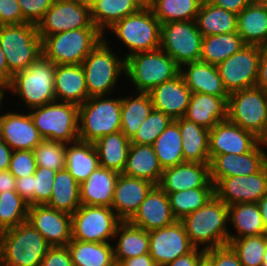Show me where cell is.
Wrapping results in <instances>:
<instances>
[{"label":"cell","mask_w":267,"mask_h":266,"mask_svg":"<svg viewBox=\"0 0 267 266\" xmlns=\"http://www.w3.org/2000/svg\"><path fill=\"white\" fill-rule=\"evenodd\" d=\"M22 11L17 0H0V26L23 24Z\"/></svg>","instance_id":"cell-54"},{"label":"cell","mask_w":267,"mask_h":266,"mask_svg":"<svg viewBox=\"0 0 267 266\" xmlns=\"http://www.w3.org/2000/svg\"><path fill=\"white\" fill-rule=\"evenodd\" d=\"M104 35L98 28H81L43 37L42 56L55 65L82 64Z\"/></svg>","instance_id":"cell-3"},{"label":"cell","mask_w":267,"mask_h":266,"mask_svg":"<svg viewBox=\"0 0 267 266\" xmlns=\"http://www.w3.org/2000/svg\"><path fill=\"white\" fill-rule=\"evenodd\" d=\"M119 173L99 166L80 184L81 205L111 207Z\"/></svg>","instance_id":"cell-28"},{"label":"cell","mask_w":267,"mask_h":266,"mask_svg":"<svg viewBox=\"0 0 267 266\" xmlns=\"http://www.w3.org/2000/svg\"><path fill=\"white\" fill-rule=\"evenodd\" d=\"M47 206L72 215L80 206V184L65 168L57 171Z\"/></svg>","instance_id":"cell-39"},{"label":"cell","mask_w":267,"mask_h":266,"mask_svg":"<svg viewBox=\"0 0 267 266\" xmlns=\"http://www.w3.org/2000/svg\"><path fill=\"white\" fill-rule=\"evenodd\" d=\"M1 236H2V231H0V260H1Z\"/></svg>","instance_id":"cell-70"},{"label":"cell","mask_w":267,"mask_h":266,"mask_svg":"<svg viewBox=\"0 0 267 266\" xmlns=\"http://www.w3.org/2000/svg\"><path fill=\"white\" fill-rule=\"evenodd\" d=\"M54 89L56 101L83 104L89 97L82 65H55Z\"/></svg>","instance_id":"cell-27"},{"label":"cell","mask_w":267,"mask_h":266,"mask_svg":"<svg viewBox=\"0 0 267 266\" xmlns=\"http://www.w3.org/2000/svg\"><path fill=\"white\" fill-rule=\"evenodd\" d=\"M148 94L153 103V109L176 120L185 116L192 92L179 73L173 79L153 87Z\"/></svg>","instance_id":"cell-23"},{"label":"cell","mask_w":267,"mask_h":266,"mask_svg":"<svg viewBox=\"0 0 267 266\" xmlns=\"http://www.w3.org/2000/svg\"><path fill=\"white\" fill-rule=\"evenodd\" d=\"M166 194L174 217L182 220L186 215L205 205L215 195V188H192Z\"/></svg>","instance_id":"cell-45"},{"label":"cell","mask_w":267,"mask_h":266,"mask_svg":"<svg viewBox=\"0 0 267 266\" xmlns=\"http://www.w3.org/2000/svg\"><path fill=\"white\" fill-rule=\"evenodd\" d=\"M2 140L13 150H34L42 141L30 114H0Z\"/></svg>","instance_id":"cell-24"},{"label":"cell","mask_w":267,"mask_h":266,"mask_svg":"<svg viewBox=\"0 0 267 266\" xmlns=\"http://www.w3.org/2000/svg\"><path fill=\"white\" fill-rule=\"evenodd\" d=\"M194 248L181 220L149 231V254L157 266H164Z\"/></svg>","instance_id":"cell-16"},{"label":"cell","mask_w":267,"mask_h":266,"mask_svg":"<svg viewBox=\"0 0 267 266\" xmlns=\"http://www.w3.org/2000/svg\"><path fill=\"white\" fill-rule=\"evenodd\" d=\"M28 111L43 139L65 144L79 140V105L54 101Z\"/></svg>","instance_id":"cell-9"},{"label":"cell","mask_w":267,"mask_h":266,"mask_svg":"<svg viewBox=\"0 0 267 266\" xmlns=\"http://www.w3.org/2000/svg\"><path fill=\"white\" fill-rule=\"evenodd\" d=\"M163 169L153 145L131 143L122 174L147 180L156 186L160 183Z\"/></svg>","instance_id":"cell-30"},{"label":"cell","mask_w":267,"mask_h":266,"mask_svg":"<svg viewBox=\"0 0 267 266\" xmlns=\"http://www.w3.org/2000/svg\"><path fill=\"white\" fill-rule=\"evenodd\" d=\"M227 120L261 139L267 132V93L257 86L231 93Z\"/></svg>","instance_id":"cell-11"},{"label":"cell","mask_w":267,"mask_h":266,"mask_svg":"<svg viewBox=\"0 0 267 266\" xmlns=\"http://www.w3.org/2000/svg\"><path fill=\"white\" fill-rule=\"evenodd\" d=\"M120 222L111 207L81 205L71 215L72 239L92 243L113 241Z\"/></svg>","instance_id":"cell-12"},{"label":"cell","mask_w":267,"mask_h":266,"mask_svg":"<svg viewBox=\"0 0 267 266\" xmlns=\"http://www.w3.org/2000/svg\"><path fill=\"white\" fill-rule=\"evenodd\" d=\"M198 266H212L211 263L204 257Z\"/></svg>","instance_id":"cell-67"},{"label":"cell","mask_w":267,"mask_h":266,"mask_svg":"<svg viewBox=\"0 0 267 266\" xmlns=\"http://www.w3.org/2000/svg\"><path fill=\"white\" fill-rule=\"evenodd\" d=\"M176 220L168 195L159 186H155L129 222L149 232L166 227Z\"/></svg>","instance_id":"cell-25"},{"label":"cell","mask_w":267,"mask_h":266,"mask_svg":"<svg viewBox=\"0 0 267 266\" xmlns=\"http://www.w3.org/2000/svg\"><path fill=\"white\" fill-rule=\"evenodd\" d=\"M109 30L130 49L124 58L160 48L161 23L147 5L137 13L115 22Z\"/></svg>","instance_id":"cell-10"},{"label":"cell","mask_w":267,"mask_h":266,"mask_svg":"<svg viewBox=\"0 0 267 266\" xmlns=\"http://www.w3.org/2000/svg\"><path fill=\"white\" fill-rule=\"evenodd\" d=\"M260 58L259 45H246L217 65L228 93L256 86Z\"/></svg>","instance_id":"cell-15"},{"label":"cell","mask_w":267,"mask_h":266,"mask_svg":"<svg viewBox=\"0 0 267 266\" xmlns=\"http://www.w3.org/2000/svg\"><path fill=\"white\" fill-rule=\"evenodd\" d=\"M108 44L104 37L81 64L89 98L111 96L120 75L125 74V58L114 53Z\"/></svg>","instance_id":"cell-7"},{"label":"cell","mask_w":267,"mask_h":266,"mask_svg":"<svg viewBox=\"0 0 267 266\" xmlns=\"http://www.w3.org/2000/svg\"><path fill=\"white\" fill-rule=\"evenodd\" d=\"M13 150L1 139L0 140V170H7Z\"/></svg>","instance_id":"cell-63"},{"label":"cell","mask_w":267,"mask_h":266,"mask_svg":"<svg viewBox=\"0 0 267 266\" xmlns=\"http://www.w3.org/2000/svg\"><path fill=\"white\" fill-rule=\"evenodd\" d=\"M156 185L139 178L119 174L111 208L121 221H129Z\"/></svg>","instance_id":"cell-22"},{"label":"cell","mask_w":267,"mask_h":266,"mask_svg":"<svg viewBox=\"0 0 267 266\" xmlns=\"http://www.w3.org/2000/svg\"><path fill=\"white\" fill-rule=\"evenodd\" d=\"M118 264L120 266H157L149 253L126 259Z\"/></svg>","instance_id":"cell-60"},{"label":"cell","mask_w":267,"mask_h":266,"mask_svg":"<svg viewBox=\"0 0 267 266\" xmlns=\"http://www.w3.org/2000/svg\"><path fill=\"white\" fill-rule=\"evenodd\" d=\"M113 245L115 263L149 253V232L134 226L129 221H121L116 228Z\"/></svg>","instance_id":"cell-33"},{"label":"cell","mask_w":267,"mask_h":266,"mask_svg":"<svg viewBox=\"0 0 267 266\" xmlns=\"http://www.w3.org/2000/svg\"><path fill=\"white\" fill-rule=\"evenodd\" d=\"M267 8V0H259Z\"/></svg>","instance_id":"cell-69"},{"label":"cell","mask_w":267,"mask_h":266,"mask_svg":"<svg viewBox=\"0 0 267 266\" xmlns=\"http://www.w3.org/2000/svg\"><path fill=\"white\" fill-rule=\"evenodd\" d=\"M23 19L35 25L43 18L55 0H17Z\"/></svg>","instance_id":"cell-52"},{"label":"cell","mask_w":267,"mask_h":266,"mask_svg":"<svg viewBox=\"0 0 267 266\" xmlns=\"http://www.w3.org/2000/svg\"><path fill=\"white\" fill-rule=\"evenodd\" d=\"M89 4L92 22L103 34L115 22L146 5L143 0H90Z\"/></svg>","instance_id":"cell-32"},{"label":"cell","mask_w":267,"mask_h":266,"mask_svg":"<svg viewBox=\"0 0 267 266\" xmlns=\"http://www.w3.org/2000/svg\"><path fill=\"white\" fill-rule=\"evenodd\" d=\"M180 74L192 93L216 95L228 100L230 94L224 86L216 65L195 61L182 65Z\"/></svg>","instance_id":"cell-26"},{"label":"cell","mask_w":267,"mask_h":266,"mask_svg":"<svg viewBox=\"0 0 267 266\" xmlns=\"http://www.w3.org/2000/svg\"><path fill=\"white\" fill-rule=\"evenodd\" d=\"M36 26L41 38L73 29L97 28L85 0H55Z\"/></svg>","instance_id":"cell-14"},{"label":"cell","mask_w":267,"mask_h":266,"mask_svg":"<svg viewBox=\"0 0 267 266\" xmlns=\"http://www.w3.org/2000/svg\"><path fill=\"white\" fill-rule=\"evenodd\" d=\"M184 118L211 130L227 120V101L216 95L192 93Z\"/></svg>","instance_id":"cell-29"},{"label":"cell","mask_w":267,"mask_h":266,"mask_svg":"<svg viewBox=\"0 0 267 266\" xmlns=\"http://www.w3.org/2000/svg\"><path fill=\"white\" fill-rule=\"evenodd\" d=\"M50 247L26 221L2 232L0 266H41Z\"/></svg>","instance_id":"cell-4"},{"label":"cell","mask_w":267,"mask_h":266,"mask_svg":"<svg viewBox=\"0 0 267 266\" xmlns=\"http://www.w3.org/2000/svg\"><path fill=\"white\" fill-rule=\"evenodd\" d=\"M57 171L36 167L33 174L34 205L47 204L51 198L54 178Z\"/></svg>","instance_id":"cell-50"},{"label":"cell","mask_w":267,"mask_h":266,"mask_svg":"<svg viewBox=\"0 0 267 266\" xmlns=\"http://www.w3.org/2000/svg\"><path fill=\"white\" fill-rule=\"evenodd\" d=\"M246 45L237 32L204 36L200 61L217 66Z\"/></svg>","instance_id":"cell-41"},{"label":"cell","mask_w":267,"mask_h":266,"mask_svg":"<svg viewBox=\"0 0 267 266\" xmlns=\"http://www.w3.org/2000/svg\"><path fill=\"white\" fill-rule=\"evenodd\" d=\"M256 86L267 93V46H260L258 79Z\"/></svg>","instance_id":"cell-59"},{"label":"cell","mask_w":267,"mask_h":266,"mask_svg":"<svg viewBox=\"0 0 267 266\" xmlns=\"http://www.w3.org/2000/svg\"><path fill=\"white\" fill-rule=\"evenodd\" d=\"M228 220L236 230L229 232V243L246 236L264 235V222L258 203H238L228 206Z\"/></svg>","instance_id":"cell-35"},{"label":"cell","mask_w":267,"mask_h":266,"mask_svg":"<svg viewBox=\"0 0 267 266\" xmlns=\"http://www.w3.org/2000/svg\"><path fill=\"white\" fill-rule=\"evenodd\" d=\"M149 1H150V0H143V2H144L145 4H147Z\"/></svg>","instance_id":"cell-71"},{"label":"cell","mask_w":267,"mask_h":266,"mask_svg":"<svg viewBox=\"0 0 267 266\" xmlns=\"http://www.w3.org/2000/svg\"><path fill=\"white\" fill-rule=\"evenodd\" d=\"M0 46L12 75L27 69L42 56V38L33 23L0 26Z\"/></svg>","instance_id":"cell-8"},{"label":"cell","mask_w":267,"mask_h":266,"mask_svg":"<svg viewBox=\"0 0 267 266\" xmlns=\"http://www.w3.org/2000/svg\"><path fill=\"white\" fill-rule=\"evenodd\" d=\"M112 266H120L118 263H114Z\"/></svg>","instance_id":"cell-72"},{"label":"cell","mask_w":267,"mask_h":266,"mask_svg":"<svg viewBox=\"0 0 267 266\" xmlns=\"http://www.w3.org/2000/svg\"><path fill=\"white\" fill-rule=\"evenodd\" d=\"M158 186L165 193H174L192 188H215L210 180L209 163L197 162H184L163 169Z\"/></svg>","instance_id":"cell-21"},{"label":"cell","mask_w":267,"mask_h":266,"mask_svg":"<svg viewBox=\"0 0 267 266\" xmlns=\"http://www.w3.org/2000/svg\"><path fill=\"white\" fill-rule=\"evenodd\" d=\"M237 33L247 45L267 46V8L259 0L237 15Z\"/></svg>","instance_id":"cell-31"},{"label":"cell","mask_w":267,"mask_h":266,"mask_svg":"<svg viewBox=\"0 0 267 266\" xmlns=\"http://www.w3.org/2000/svg\"><path fill=\"white\" fill-rule=\"evenodd\" d=\"M179 73L180 67L175 60L160 48L137 52L125 58L124 75L135 86L136 92L148 93Z\"/></svg>","instance_id":"cell-6"},{"label":"cell","mask_w":267,"mask_h":266,"mask_svg":"<svg viewBox=\"0 0 267 266\" xmlns=\"http://www.w3.org/2000/svg\"><path fill=\"white\" fill-rule=\"evenodd\" d=\"M257 203L263 218L265 235H267V194L264 195Z\"/></svg>","instance_id":"cell-64"},{"label":"cell","mask_w":267,"mask_h":266,"mask_svg":"<svg viewBox=\"0 0 267 266\" xmlns=\"http://www.w3.org/2000/svg\"><path fill=\"white\" fill-rule=\"evenodd\" d=\"M15 189L29 206L34 205L33 174L26 177L16 178Z\"/></svg>","instance_id":"cell-56"},{"label":"cell","mask_w":267,"mask_h":266,"mask_svg":"<svg viewBox=\"0 0 267 266\" xmlns=\"http://www.w3.org/2000/svg\"><path fill=\"white\" fill-rule=\"evenodd\" d=\"M74 266H112L113 244L71 240L67 245Z\"/></svg>","instance_id":"cell-40"},{"label":"cell","mask_w":267,"mask_h":266,"mask_svg":"<svg viewBox=\"0 0 267 266\" xmlns=\"http://www.w3.org/2000/svg\"><path fill=\"white\" fill-rule=\"evenodd\" d=\"M213 5L223 8L238 15L245 7L250 5L254 0H208Z\"/></svg>","instance_id":"cell-58"},{"label":"cell","mask_w":267,"mask_h":266,"mask_svg":"<svg viewBox=\"0 0 267 266\" xmlns=\"http://www.w3.org/2000/svg\"><path fill=\"white\" fill-rule=\"evenodd\" d=\"M121 131V97L95 96L79 105L78 135L94 143L105 135Z\"/></svg>","instance_id":"cell-5"},{"label":"cell","mask_w":267,"mask_h":266,"mask_svg":"<svg viewBox=\"0 0 267 266\" xmlns=\"http://www.w3.org/2000/svg\"><path fill=\"white\" fill-rule=\"evenodd\" d=\"M12 76L13 75L8 71L6 57L0 46V86L6 87L10 83Z\"/></svg>","instance_id":"cell-62"},{"label":"cell","mask_w":267,"mask_h":266,"mask_svg":"<svg viewBox=\"0 0 267 266\" xmlns=\"http://www.w3.org/2000/svg\"><path fill=\"white\" fill-rule=\"evenodd\" d=\"M182 137V151L185 162L209 163V129L184 117L175 120Z\"/></svg>","instance_id":"cell-34"},{"label":"cell","mask_w":267,"mask_h":266,"mask_svg":"<svg viewBox=\"0 0 267 266\" xmlns=\"http://www.w3.org/2000/svg\"><path fill=\"white\" fill-rule=\"evenodd\" d=\"M267 194V164L251 175L223 178L215 186V195L226 205L257 203Z\"/></svg>","instance_id":"cell-17"},{"label":"cell","mask_w":267,"mask_h":266,"mask_svg":"<svg viewBox=\"0 0 267 266\" xmlns=\"http://www.w3.org/2000/svg\"><path fill=\"white\" fill-rule=\"evenodd\" d=\"M260 141L252 132L228 120L217 123L209 131V157L249 152Z\"/></svg>","instance_id":"cell-20"},{"label":"cell","mask_w":267,"mask_h":266,"mask_svg":"<svg viewBox=\"0 0 267 266\" xmlns=\"http://www.w3.org/2000/svg\"><path fill=\"white\" fill-rule=\"evenodd\" d=\"M259 141L249 152L214 156L209 162L210 180L216 186L223 178L259 172L267 163Z\"/></svg>","instance_id":"cell-18"},{"label":"cell","mask_w":267,"mask_h":266,"mask_svg":"<svg viewBox=\"0 0 267 266\" xmlns=\"http://www.w3.org/2000/svg\"><path fill=\"white\" fill-rule=\"evenodd\" d=\"M27 221L51 246H66L72 240L71 215L44 205L29 206Z\"/></svg>","instance_id":"cell-19"},{"label":"cell","mask_w":267,"mask_h":266,"mask_svg":"<svg viewBox=\"0 0 267 266\" xmlns=\"http://www.w3.org/2000/svg\"><path fill=\"white\" fill-rule=\"evenodd\" d=\"M6 91V87H4V86H0V107L2 108V104L1 103H3V98H4V96H5V92ZM0 111H1V109H0Z\"/></svg>","instance_id":"cell-66"},{"label":"cell","mask_w":267,"mask_h":266,"mask_svg":"<svg viewBox=\"0 0 267 266\" xmlns=\"http://www.w3.org/2000/svg\"><path fill=\"white\" fill-rule=\"evenodd\" d=\"M262 266H267V248H266V251H265V254H264V257H263Z\"/></svg>","instance_id":"cell-68"},{"label":"cell","mask_w":267,"mask_h":266,"mask_svg":"<svg viewBox=\"0 0 267 266\" xmlns=\"http://www.w3.org/2000/svg\"><path fill=\"white\" fill-rule=\"evenodd\" d=\"M202 39L195 20L161 24L160 49L179 67L200 61Z\"/></svg>","instance_id":"cell-13"},{"label":"cell","mask_w":267,"mask_h":266,"mask_svg":"<svg viewBox=\"0 0 267 266\" xmlns=\"http://www.w3.org/2000/svg\"><path fill=\"white\" fill-rule=\"evenodd\" d=\"M28 203L16 191L0 193V231H6L27 221Z\"/></svg>","instance_id":"cell-46"},{"label":"cell","mask_w":267,"mask_h":266,"mask_svg":"<svg viewBox=\"0 0 267 266\" xmlns=\"http://www.w3.org/2000/svg\"><path fill=\"white\" fill-rule=\"evenodd\" d=\"M152 110L153 103L146 92H136V96L133 97H122L121 132L131 139Z\"/></svg>","instance_id":"cell-42"},{"label":"cell","mask_w":267,"mask_h":266,"mask_svg":"<svg viewBox=\"0 0 267 266\" xmlns=\"http://www.w3.org/2000/svg\"><path fill=\"white\" fill-rule=\"evenodd\" d=\"M131 141L121 131L105 135L94 142L101 167L121 174L126 165Z\"/></svg>","instance_id":"cell-37"},{"label":"cell","mask_w":267,"mask_h":266,"mask_svg":"<svg viewBox=\"0 0 267 266\" xmlns=\"http://www.w3.org/2000/svg\"><path fill=\"white\" fill-rule=\"evenodd\" d=\"M41 266H74L67 246L50 247Z\"/></svg>","instance_id":"cell-55"},{"label":"cell","mask_w":267,"mask_h":266,"mask_svg":"<svg viewBox=\"0 0 267 266\" xmlns=\"http://www.w3.org/2000/svg\"><path fill=\"white\" fill-rule=\"evenodd\" d=\"M54 79L55 64L41 56L27 69L14 74L6 90L19 96L30 110L56 101Z\"/></svg>","instance_id":"cell-2"},{"label":"cell","mask_w":267,"mask_h":266,"mask_svg":"<svg viewBox=\"0 0 267 266\" xmlns=\"http://www.w3.org/2000/svg\"><path fill=\"white\" fill-rule=\"evenodd\" d=\"M195 21L203 37L237 32V15L208 0H203Z\"/></svg>","instance_id":"cell-38"},{"label":"cell","mask_w":267,"mask_h":266,"mask_svg":"<svg viewBox=\"0 0 267 266\" xmlns=\"http://www.w3.org/2000/svg\"><path fill=\"white\" fill-rule=\"evenodd\" d=\"M205 258L212 266H242L237 253L230 245L206 250Z\"/></svg>","instance_id":"cell-53"},{"label":"cell","mask_w":267,"mask_h":266,"mask_svg":"<svg viewBox=\"0 0 267 266\" xmlns=\"http://www.w3.org/2000/svg\"><path fill=\"white\" fill-rule=\"evenodd\" d=\"M191 244L203 250L229 245L228 205L214 195L182 220ZM227 227V228H226Z\"/></svg>","instance_id":"cell-1"},{"label":"cell","mask_w":267,"mask_h":266,"mask_svg":"<svg viewBox=\"0 0 267 266\" xmlns=\"http://www.w3.org/2000/svg\"><path fill=\"white\" fill-rule=\"evenodd\" d=\"M260 142L262 144L263 147H265V149L267 148V132L266 134L260 139ZM265 152V157H266V163H267V151Z\"/></svg>","instance_id":"cell-65"},{"label":"cell","mask_w":267,"mask_h":266,"mask_svg":"<svg viewBox=\"0 0 267 266\" xmlns=\"http://www.w3.org/2000/svg\"><path fill=\"white\" fill-rule=\"evenodd\" d=\"M33 151L37 167H44L54 171L65 169V143L43 139Z\"/></svg>","instance_id":"cell-48"},{"label":"cell","mask_w":267,"mask_h":266,"mask_svg":"<svg viewBox=\"0 0 267 266\" xmlns=\"http://www.w3.org/2000/svg\"><path fill=\"white\" fill-rule=\"evenodd\" d=\"M162 169L184 163L182 137L178 123L173 120L153 144Z\"/></svg>","instance_id":"cell-44"},{"label":"cell","mask_w":267,"mask_h":266,"mask_svg":"<svg viewBox=\"0 0 267 266\" xmlns=\"http://www.w3.org/2000/svg\"><path fill=\"white\" fill-rule=\"evenodd\" d=\"M203 0H150L146 5L161 24L196 20Z\"/></svg>","instance_id":"cell-43"},{"label":"cell","mask_w":267,"mask_h":266,"mask_svg":"<svg viewBox=\"0 0 267 266\" xmlns=\"http://www.w3.org/2000/svg\"><path fill=\"white\" fill-rule=\"evenodd\" d=\"M36 167L33 150H15L12 152L8 170L15 178L34 174Z\"/></svg>","instance_id":"cell-51"},{"label":"cell","mask_w":267,"mask_h":266,"mask_svg":"<svg viewBox=\"0 0 267 266\" xmlns=\"http://www.w3.org/2000/svg\"><path fill=\"white\" fill-rule=\"evenodd\" d=\"M205 257V250L194 248L191 252L176 258L164 266H198Z\"/></svg>","instance_id":"cell-57"},{"label":"cell","mask_w":267,"mask_h":266,"mask_svg":"<svg viewBox=\"0 0 267 266\" xmlns=\"http://www.w3.org/2000/svg\"><path fill=\"white\" fill-rule=\"evenodd\" d=\"M229 245L237 253L242 266H262L267 248V235L233 239Z\"/></svg>","instance_id":"cell-47"},{"label":"cell","mask_w":267,"mask_h":266,"mask_svg":"<svg viewBox=\"0 0 267 266\" xmlns=\"http://www.w3.org/2000/svg\"><path fill=\"white\" fill-rule=\"evenodd\" d=\"M16 178L7 170H0V193L4 191H16Z\"/></svg>","instance_id":"cell-61"},{"label":"cell","mask_w":267,"mask_h":266,"mask_svg":"<svg viewBox=\"0 0 267 266\" xmlns=\"http://www.w3.org/2000/svg\"><path fill=\"white\" fill-rule=\"evenodd\" d=\"M173 121L163 112L153 109L142 122L136 134L130 139L131 143L153 145L159 135Z\"/></svg>","instance_id":"cell-49"},{"label":"cell","mask_w":267,"mask_h":266,"mask_svg":"<svg viewBox=\"0 0 267 266\" xmlns=\"http://www.w3.org/2000/svg\"><path fill=\"white\" fill-rule=\"evenodd\" d=\"M100 166L94 143L80 140L66 144L65 168L79 183H83Z\"/></svg>","instance_id":"cell-36"}]
</instances>
